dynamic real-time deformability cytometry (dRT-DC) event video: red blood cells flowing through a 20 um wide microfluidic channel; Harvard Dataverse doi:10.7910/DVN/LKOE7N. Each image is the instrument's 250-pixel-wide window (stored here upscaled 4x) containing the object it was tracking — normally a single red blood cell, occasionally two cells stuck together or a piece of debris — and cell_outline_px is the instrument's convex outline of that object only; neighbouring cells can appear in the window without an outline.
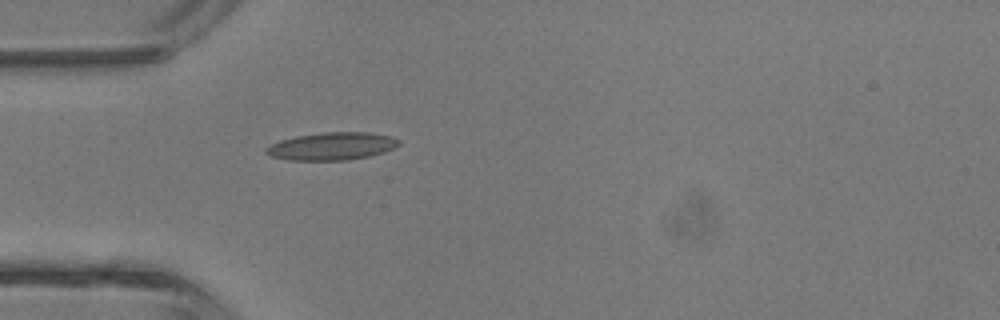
{"species": "common noctule bat (a hibernating species)", "species_latin": "Nyctalus noctula", "temperature_condition": "room temperature", "stored_images_in_passage": 1, "camera_frame_rate_fps": 3000, "um_per_image_px": 0.085, "animal": {"sex": "male", "body_mass_g": 13.3}, "frame": {"image": 1, "passage_image": 1, "time_ms": 0.0, "image_size_px": [1000, 320], "cell_outline_px": [[400, 144], [384, 152], [368, 156], [348, 160], [288, 160], [272, 156], [264, 152], [264, 148], [280, 140], [296, 136], [324, 132], [368, 132], [392, 136], [400, 140]], "centroid_in_image_um": [28.21, 12.42], "position_along_channel_um": 56.8, "area_um2": 21.39}}